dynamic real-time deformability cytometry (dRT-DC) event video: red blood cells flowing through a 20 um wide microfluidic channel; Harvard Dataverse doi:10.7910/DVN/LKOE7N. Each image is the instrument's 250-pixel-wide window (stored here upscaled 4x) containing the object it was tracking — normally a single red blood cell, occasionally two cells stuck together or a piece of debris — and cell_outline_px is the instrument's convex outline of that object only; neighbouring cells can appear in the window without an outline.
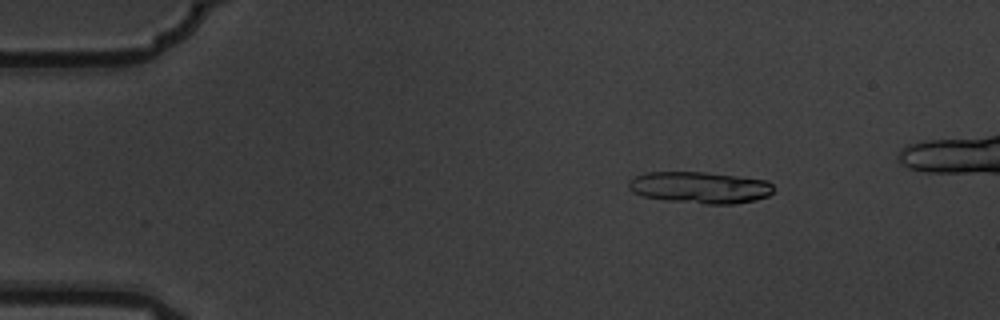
{"species": "common noctule bat (a hibernating species)", "species_latin": "Nyctalus noctula", "temperature_condition": "warm", "stored_images_in_passage": 4, "camera_frame_rate_fps": 3000, "um_per_image_px": 0.085, "animal": {"sex": "male", "body_mass_g": 19.5, "forearm_length_mm": 54.6}, "frame": {"image": 1, "passage_image": 1, "time_ms": 0.0, "image_size_px": [1000, 320], "cell_outline_px": [[776, 188], [768, 196], [756, 200], [736, 204], [704, 204], [664, 200], [644, 196], [632, 192], [628, 188], [628, 180], [644, 172], [704, 172], [768, 180]], "centroid_in_image_um": [59.51, 15.94], "position_along_channel_um": 25.5, "area_um2": 26.99}}